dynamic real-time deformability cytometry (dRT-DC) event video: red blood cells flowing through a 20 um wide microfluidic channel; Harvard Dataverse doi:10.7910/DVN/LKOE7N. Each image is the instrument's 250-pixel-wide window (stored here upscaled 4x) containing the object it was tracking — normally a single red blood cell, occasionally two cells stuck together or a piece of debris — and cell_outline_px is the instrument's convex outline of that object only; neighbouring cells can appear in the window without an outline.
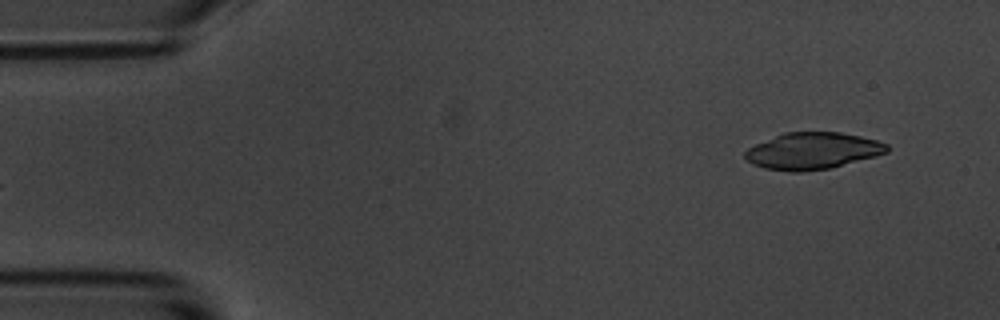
{"species": "common noctule bat (a hibernating species)", "species_latin": "Nyctalus noctula", "temperature_condition": "room temperature", "stored_images_in_passage": 5, "segment_of_instrument_passage": [2, 2], "camera_frame_rate_fps": 3000, "um_per_image_px": 0.085, "animal": {"sex": "male", "body_mass_g": 20.1, "forearm_length_mm": 53.5}, "frame": {"image": 1, "passage_image": 5, "time_ms": 5.667, "image_size_px": [1000, 320], "cell_outline_px": [[888, 152], [876, 156], [832, 168], [800, 172], [788, 172], [764, 168], [752, 164], [744, 156], [744, 152], [748, 148], [756, 144], [784, 132], [840, 132], [860, 136], [876, 140], [888, 144]], "centroid_in_image_um": [69.07, 12.83], "position_along_channel_um": 15.9, "area_um2": 30.46}}